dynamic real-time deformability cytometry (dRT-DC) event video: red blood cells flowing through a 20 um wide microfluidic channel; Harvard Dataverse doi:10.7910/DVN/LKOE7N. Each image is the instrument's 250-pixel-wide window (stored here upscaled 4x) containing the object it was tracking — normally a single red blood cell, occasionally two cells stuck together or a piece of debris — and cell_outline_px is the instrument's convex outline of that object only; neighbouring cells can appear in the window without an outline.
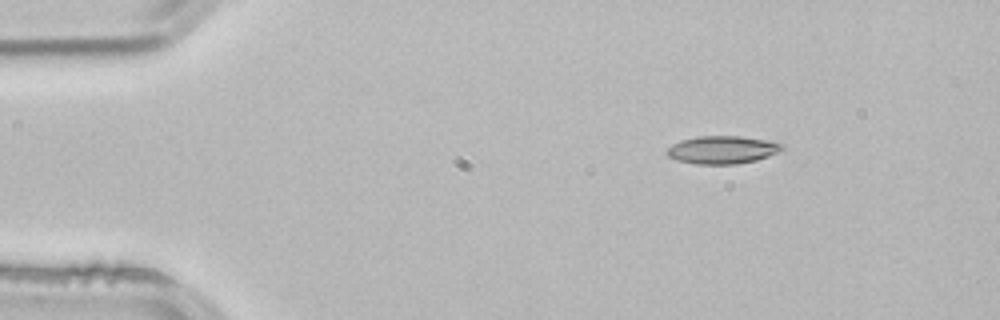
{"species": "common noctule bat (a hibernating species)", "species_latin": "Nyctalus noctula", "temperature_condition": "room temperature", "stored_images_in_passage": 3, "camera_frame_rate_fps": 3000, "um_per_image_px": 0.085, "animal": {"sex": "male", "body_mass_g": 21.5, "forearm_length_mm": 52.0}, "frame": {"image": 1, "passage_image": 3, "time_ms": 0.667, "image_size_px": [1000, 320], "cell_outline_px": [[784, 148], [768, 156], [756, 160], [736, 164], [696, 164], [676, 160], [668, 156], [664, 152], [672, 144], [680, 140], [696, 136], [740, 136], [768, 140], [784, 144]], "centroid_in_image_um": [61.36, 12.73], "position_along_channel_um": 23.6, "area_um2": 18.79}}